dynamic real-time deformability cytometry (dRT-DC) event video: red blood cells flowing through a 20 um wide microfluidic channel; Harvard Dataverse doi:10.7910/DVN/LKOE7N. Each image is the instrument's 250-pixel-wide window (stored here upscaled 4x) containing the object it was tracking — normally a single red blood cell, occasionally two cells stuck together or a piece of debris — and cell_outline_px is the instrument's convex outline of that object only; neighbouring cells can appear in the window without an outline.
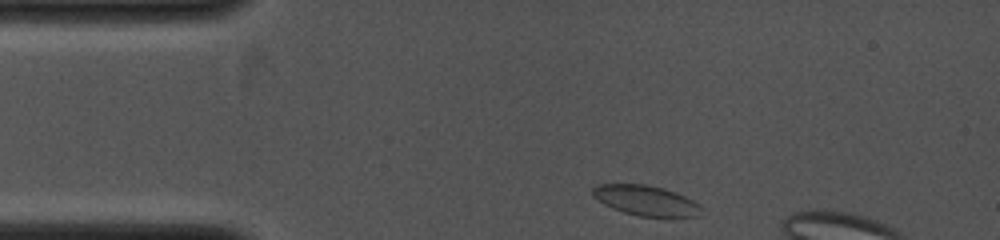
{"species": "common noctule bat (a hibernating species)", "species_latin": "Nyctalus noctula", "temperature_condition": "cold", "stored_images_in_passage": 4, "camera_frame_rate_fps": 4000, "um_per_image_px": 0.085, "animal": {"sex": "female", "body_mass_g": 19.0, "forearm_length_mm": 53.3}, "frame": {"image": 1, "passage_image": 1, "time_ms": 0.0, "image_size_px": [1000, 240], "cell_outline_px": [[704, 208], [700, 216], [640, 216], [624, 212], [612, 208], [604, 204], [592, 196], [592, 188], [600, 184], [644, 184], [664, 188], [676, 192], [700, 204]], "centroid_in_image_um": [54.92, 17.03], "position_along_channel_um": 30.1, "area_um2": 19.07}}